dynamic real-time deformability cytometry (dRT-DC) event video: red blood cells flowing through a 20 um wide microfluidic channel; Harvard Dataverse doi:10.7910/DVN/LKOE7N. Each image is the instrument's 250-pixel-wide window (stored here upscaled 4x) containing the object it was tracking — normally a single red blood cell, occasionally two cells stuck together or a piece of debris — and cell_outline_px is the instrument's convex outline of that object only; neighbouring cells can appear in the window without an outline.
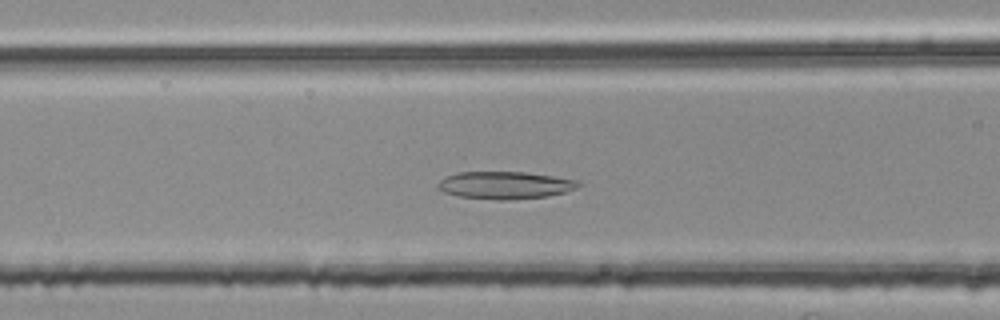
{"species": "common noctule bat (a hibernating species)", "species_latin": "Nyctalus noctula", "temperature_condition": "room temperature", "stored_images_in_passage": 34, "camera_frame_rate_fps": 3000, "um_per_image_px": 0.085, "animal": {"sex": "female", "body_mass_g": 25.1}, "frame": {"image": 1, "passage_image": 11, "time_ms": 3.333, "image_size_px": [1000, 320], "cell_outline_px": [[580, 184], [576, 188], [564, 192], [544, 196], [508, 200], [500, 200], [456, 196], [444, 192], [436, 188], [436, 184], [440, 180], [456, 172], [524, 172], [580, 180]], "centroid_in_image_um": [42.88, 15.74], "position_along_channel_um": 123.7, "area_um2": 22.37}}
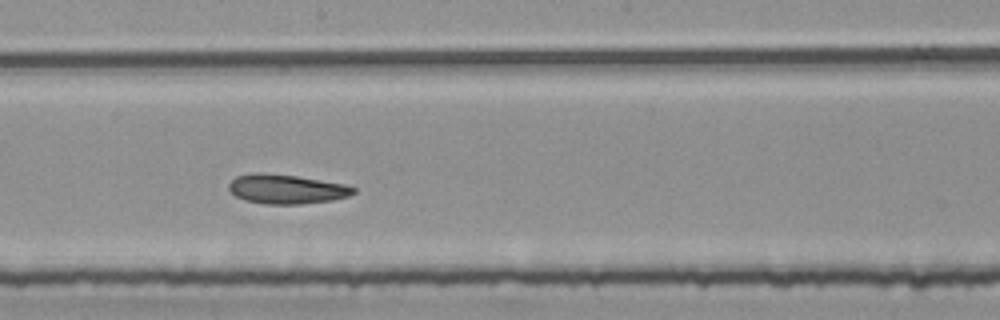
{"frame": {"image": 2, "passage_image": 19, "time_ms": 6.0, "image_size_px": [1000, 320], "cell_outline_px": [[356, 192], [348, 196], [332, 200], [300, 204], [264, 204], [244, 200], [236, 196], [228, 188], [228, 184], [236, 176], [256, 172], [296, 176], [344, 184], [356, 188]], "centroid_in_image_um": [24.33, 16.08], "position_along_channel_um": 223.9, "area_um2": 21.21}}
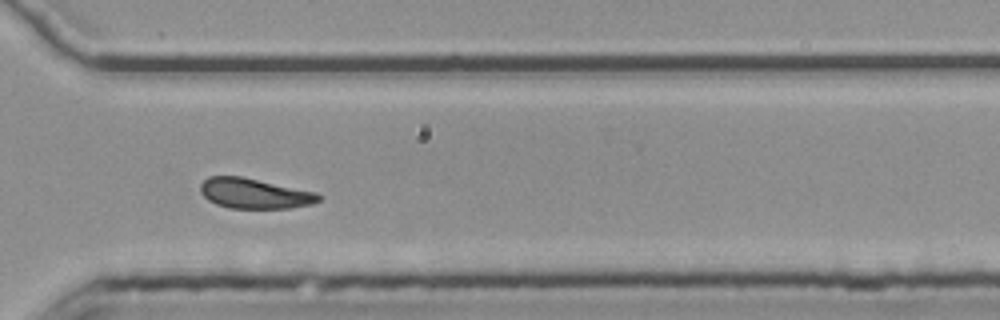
{"frame": {"image": 3, "passage_image": 29, "time_ms": 9.333, "image_size_px": [1000, 320], "cell_outline_px": [[324, 196], [320, 200], [312, 204], [288, 208], [228, 208], [216, 204], [208, 200], [200, 192], [200, 184], [208, 176], [240, 176], [316, 192]], "centroid_in_image_um": [21.62, 16.45], "position_along_channel_um": 349.0, "area_um2": 20.81}, "authors_computed_cell_mechanics": {"area_um2": 21.8195, "velocity_mm_per_s": 3.7659, "shape_relaxation_time_tau1_ms": null, "shape_relaxation_time_tau2_ms": 3.1193, "deformation_change_tau1": null, "deformation_change_tau2": 0.1006}}